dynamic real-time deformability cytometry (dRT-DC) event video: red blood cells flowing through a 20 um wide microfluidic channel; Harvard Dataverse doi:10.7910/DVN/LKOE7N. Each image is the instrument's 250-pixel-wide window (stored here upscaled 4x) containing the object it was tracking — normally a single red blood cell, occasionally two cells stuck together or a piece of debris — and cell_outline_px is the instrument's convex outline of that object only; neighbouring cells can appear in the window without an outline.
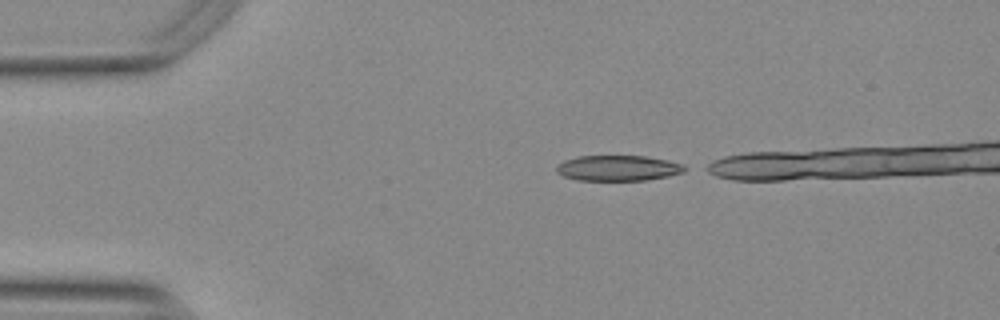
{"species": "Egyptian fruit bat (a non-hibernating species)", "species_latin": "Rousettus aegyptiacus", "temperature_condition": "warm", "stored_images_in_passage": 2, "camera_frame_rate_fps": 3000, "um_per_image_px": 0.085, "animal": {"sex": "female"}, "frame": {"image": 1, "passage_image": 1, "time_ms": 0.0, "image_size_px": [1000, 320], "cell_outline_px": [[692, 168], [684, 172], [668, 176], [648, 180], [576, 180], [564, 176], [556, 172], [556, 164], [564, 160], [580, 156], [644, 156], [668, 160], [684, 164]], "centroid_in_image_um": [52.58, 14.29], "position_along_channel_um": 32.4, "area_um2": 19.31}}